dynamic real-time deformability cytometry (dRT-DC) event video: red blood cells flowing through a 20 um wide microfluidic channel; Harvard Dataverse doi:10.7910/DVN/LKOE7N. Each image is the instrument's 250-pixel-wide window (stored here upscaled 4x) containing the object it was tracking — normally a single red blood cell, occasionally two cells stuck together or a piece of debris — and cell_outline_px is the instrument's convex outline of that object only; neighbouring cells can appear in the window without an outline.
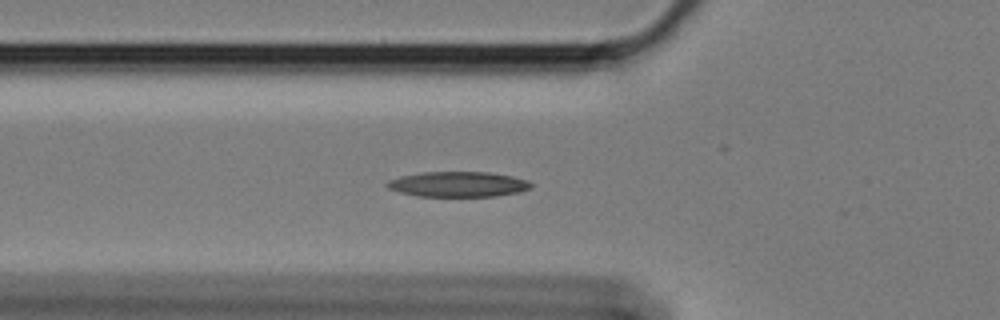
{"species": "Egyptian fruit bat (a non-hibernating species)", "species_latin": "Rousettus aegyptiacus", "temperature_condition": "cold", "stored_images_in_passage": 41, "camera_frame_rate_fps": 3000, "um_per_image_px": 0.085, "animal": {"sex": "female"}, "frame": {"image": 1, "passage_image": 2, "time_ms": 0.333, "image_size_px": [1000, 320], "cell_outline_px": [[532, 188], [520, 192], [496, 196], [416, 196], [400, 192], [388, 188], [384, 184], [388, 180], [400, 176], [424, 172], [488, 172], [512, 176], [528, 180], [532, 184]], "centroid_in_image_um": [38.94, 15.66], "position_along_channel_um": 86.9, "area_um2": 21.27}}
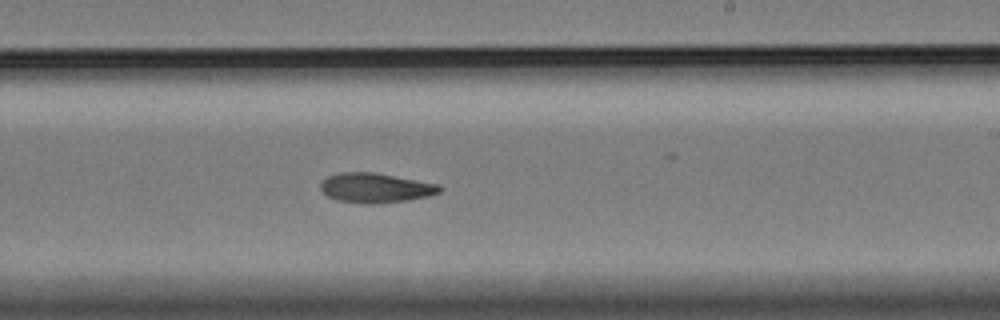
{"frame": {"image": 2, "passage_image": 17, "time_ms": 5.333, "image_size_px": [1000, 320], "cell_outline_px": [[444, 188], [440, 192], [428, 196], [404, 200], [376, 204], [364, 204], [336, 200], [328, 196], [320, 188], [320, 184], [328, 176], [336, 172], [372, 172], [440, 184]], "centroid_in_image_um": [31.92, 15.97], "position_along_channel_um": 257.1, "area_um2": 20.58}}
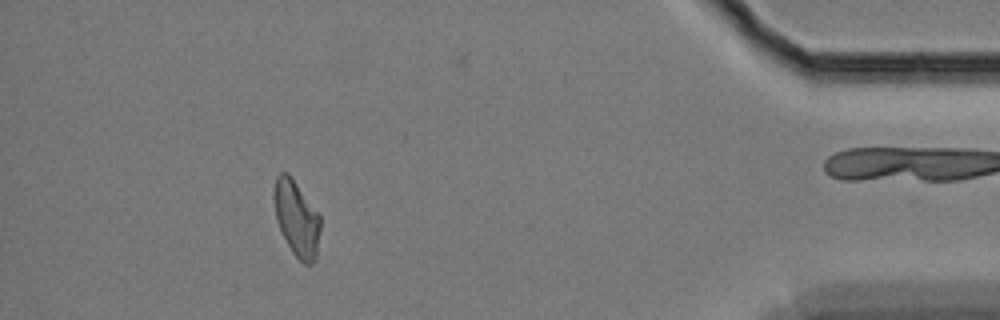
{"frame": {"image": 3, "passage_image": 35, "time_ms": 11.333, "image_size_px": [1000, 320], "cell_outline_px": [[320, 228], [316, 256], [312, 264], [304, 264], [292, 252], [276, 220], [272, 196], [276, 176], [280, 172], [284, 172], [296, 184], [320, 216]], "centroid_in_image_um": [25.19, 18.58], "position_along_channel_um": 410.0, "area_um2": 19.94}}